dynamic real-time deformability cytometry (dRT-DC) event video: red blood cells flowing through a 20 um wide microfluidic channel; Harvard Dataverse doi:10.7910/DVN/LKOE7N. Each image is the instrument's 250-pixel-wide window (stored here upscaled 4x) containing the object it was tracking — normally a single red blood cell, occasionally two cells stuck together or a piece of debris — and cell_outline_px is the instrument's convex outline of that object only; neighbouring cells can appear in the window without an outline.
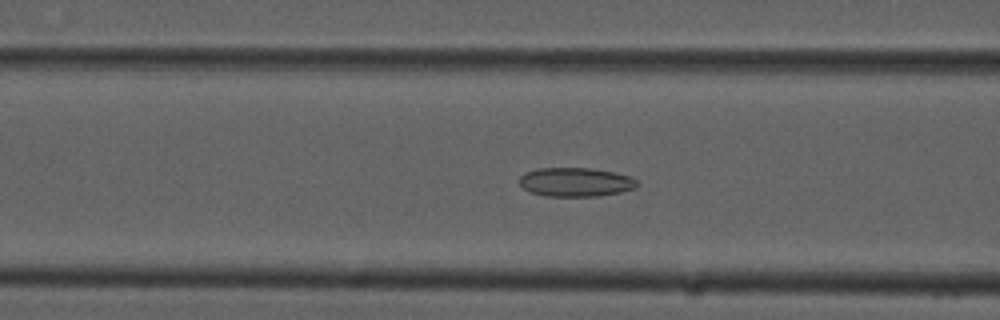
{"species": "common noctule bat (a hibernating species)", "species_latin": "Nyctalus noctula", "temperature_condition": "cold", "stored_images_in_passage": 34, "camera_frame_rate_fps": 3000, "um_per_image_px": 0.085, "animal": {"sex": "male", "forearm_length_mm": 52.5}, "frame": {"image": 1, "passage_image": 21, "time_ms": 6.667, "image_size_px": [1000, 320], "cell_outline_px": [[640, 184], [636, 188], [620, 192], [596, 196], [544, 196], [532, 192], [524, 188], [520, 184], [520, 176], [524, 172], [536, 168], [592, 168], [612, 172], [628, 176], [636, 180]], "centroid_in_image_um": [48.92, 15.47], "position_along_channel_um": 117.7, "area_um2": 19.83}}
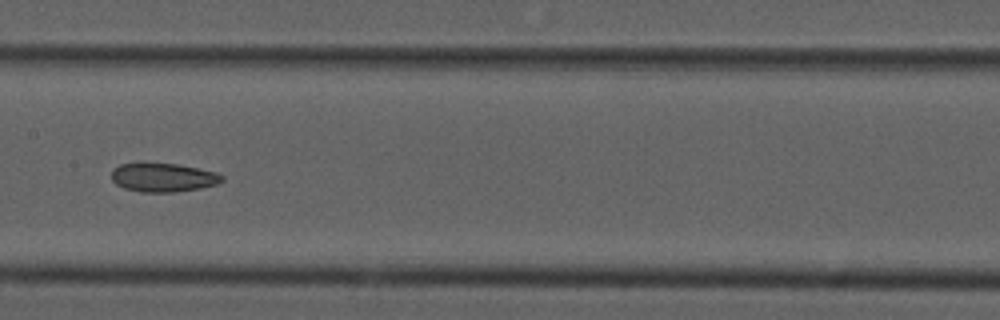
{"frame": {"image": 2, "passage_image": 27, "time_ms": 8.667, "image_size_px": [1000, 320], "cell_outline_px": [[224, 180], [216, 184], [200, 188], [172, 192], [140, 192], [124, 188], [116, 184], [112, 180], [112, 168], [120, 164], [176, 164], [216, 172], [224, 176]], "centroid_in_image_um": [13.86, 15.1], "position_along_channel_um": 193.5, "area_um2": 18.26}}
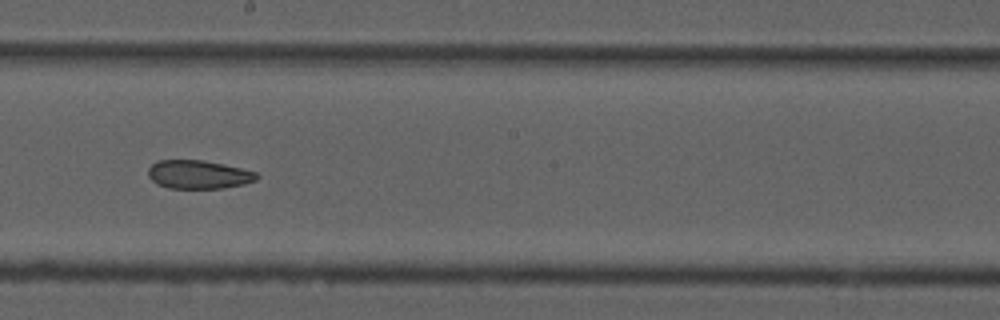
{"frame": {"image": 3, "passage_image": 30, "time_ms": 9.667, "image_size_px": [1000, 320], "cell_outline_px": [[260, 176], [256, 180], [244, 184], [220, 188], [168, 188], [156, 184], [148, 176], [148, 168], [156, 160], [200, 160], [224, 164], [256, 172]], "centroid_in_image_um": [16.85, 14.83], "position_along_channel_um": 231.4, "area_um2": 18.03}}